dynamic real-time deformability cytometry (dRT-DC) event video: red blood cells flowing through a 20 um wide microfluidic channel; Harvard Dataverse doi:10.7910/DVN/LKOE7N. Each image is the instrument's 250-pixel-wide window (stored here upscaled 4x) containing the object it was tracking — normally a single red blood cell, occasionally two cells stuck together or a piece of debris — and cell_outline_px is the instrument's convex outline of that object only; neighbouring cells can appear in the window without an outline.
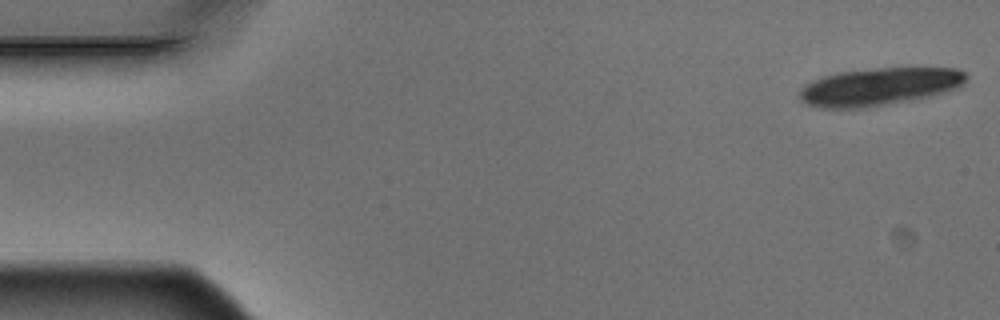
{"species": "Egyptian fruit bat (a non-hibernating species)", "species_latin": "Rousettus aegyptiacus", "temperature_condition": "warm", "stored_images_in_passage": 3, "camera_frame_rate_fps": 3000, "um_per_image_px": 0.085, "animal": {"sex": "male"}, "frame": {"image": 1, "passage_image": 1, "time_ms": 0.0, "image_size_px": [1000, 320], "cell_outline_px": [[968, 76], [964, 84], [956, 88], [932, 96], [912, 100], [868, 108], [820, 108], [808, 104], [800, 100], [800, 92], [804, 84], [812, 80], [824, 76], [840, 72], [880, 68], [956, 68], [964, 72]], "centroid_in_image_um": [74.75, 7.38], "position_along_channel_um": 10.2, "area_um2": 36.65}}